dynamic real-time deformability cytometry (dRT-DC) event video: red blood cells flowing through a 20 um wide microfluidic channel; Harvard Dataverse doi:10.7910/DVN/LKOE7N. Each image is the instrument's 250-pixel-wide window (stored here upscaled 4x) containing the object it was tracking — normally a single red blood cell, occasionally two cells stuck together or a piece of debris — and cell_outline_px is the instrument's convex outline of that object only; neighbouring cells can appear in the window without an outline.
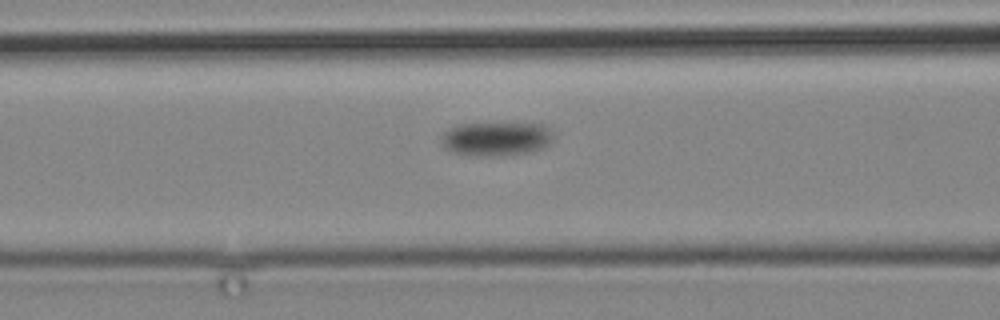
{"species": "common noctule bat (a hibernating species)", "species_latin": "Nyctalus noctula", "temperature_condition": "cold", "stored_images_in_passage": 10, "camera_frame_rate_fps": 3000, "um_per_image_px": 0.085, "animal": {"sex": "male", "body_mass_g": 19.2, "forearm_length_mm": 51.8}, "frame": {"image": 1, "passage_image": 6, "time_ms": 5.667, "image_size_px": [1000, 320], "cell_outline_px": [[552, 140], [544, 148], [532, 152], [500, 156], [468, 156], [448, 152], [440, 144], [440, 136], [448, 128], [460, 124], [544, 124], [552, 132]], "centroid_in_image_um": [42.11, 11.83], "position_along_channel_um": 124.5, "area_um2": 22.6}}
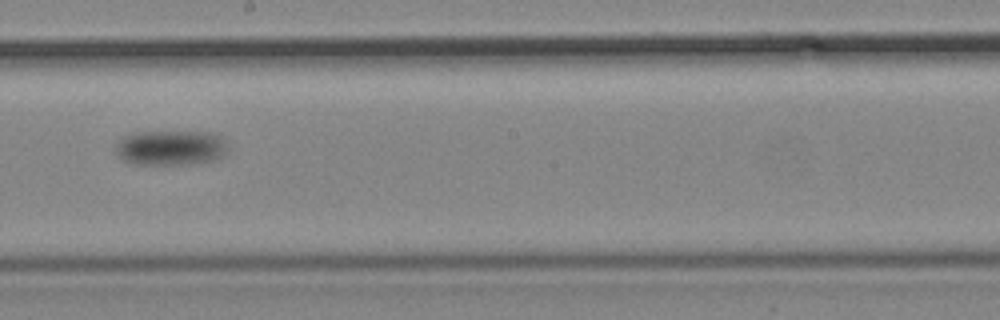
{"frame": {"image": 2, "passage_image": 9, "time_ms": 10.0, "image_size_px": [1000, 320], "cell_outline_px": [[228, 148], [224, 156], [220, 160], [192, 164], [132, 164], [124, 160], [112, 152], [116, 144], [124, 136], [136, 132], [212, 132], [220, 136], [224, 140]], "centroid_in_image_um": [14.52, 12.57], "position_along_channel_um": 233.7, "area_um2": 23.35}}